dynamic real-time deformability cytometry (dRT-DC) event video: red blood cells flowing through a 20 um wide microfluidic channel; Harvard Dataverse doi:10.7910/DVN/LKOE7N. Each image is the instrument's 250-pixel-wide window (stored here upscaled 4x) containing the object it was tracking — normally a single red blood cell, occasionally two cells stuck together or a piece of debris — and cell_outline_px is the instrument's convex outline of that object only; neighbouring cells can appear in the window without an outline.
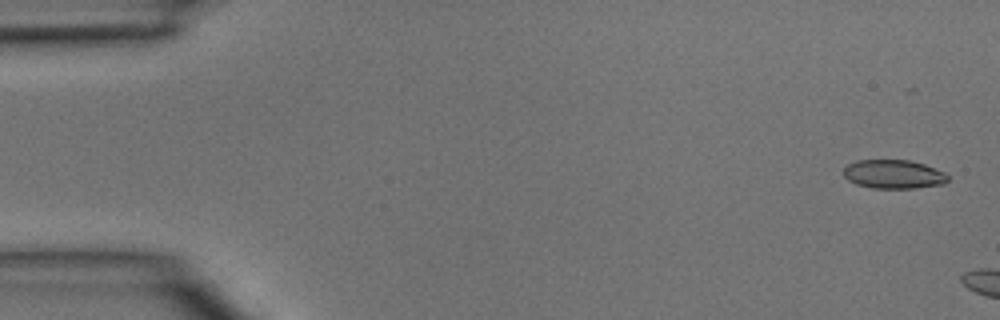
{"species": "common noctule bat (a hibernating species)", "species_latin": "Nyctalus noctula", "temperature_condition": "room temperature", "stored_images_in_passage": 3, "camera_frame_rate_fps": 3000, "um_per_image_px": 0.085, "animal": {"sex": "male", "body_mass_g": 15.6}, "frame": {"image": 1, "passage_image": 1, "time_ms": 0.0, "image_size_px": [1000, 320], "cell_outline_px": [[948, 180], [944, 184], [916, 188], [872, 188], [856, 184], [848, 180], [844, 176], [844, 168], [848, 164], [856, 160], [908, 160], [924, 164], [944, 172], [948, 176]], "centroid_in_image_um": [75.95, 14.81], "position_along_channel_um": 9.1, "area_um2": 17.51}}